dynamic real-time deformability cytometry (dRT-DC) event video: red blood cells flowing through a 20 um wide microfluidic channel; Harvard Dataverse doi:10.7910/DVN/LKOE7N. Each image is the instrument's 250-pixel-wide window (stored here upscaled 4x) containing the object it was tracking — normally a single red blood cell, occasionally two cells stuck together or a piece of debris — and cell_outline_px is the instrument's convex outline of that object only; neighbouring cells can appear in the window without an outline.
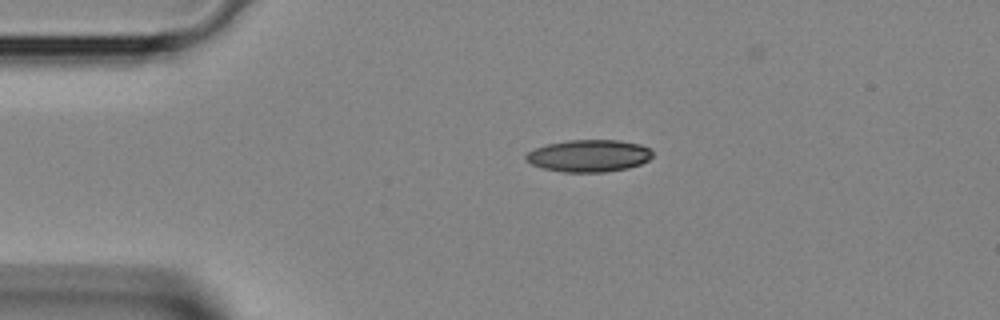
{"species": "Egyptian fruit bat (a non-hibernating species)", "species_latin": "Rousettus aegyptiacus", "temperature_condition": "room temperature", "stored_images_in_passage": 2, "camera_frame_rate_fps": 3000, "um_per_image_px": 0.085, "animal": {"sex": "female"}, "frame": {"image": 1, "passage_image": 1, "time_ms": 0.0, "image_size_px": [1000, 320], "cell_outline_px": [[652, 156], [648, 160], [640, 164], [628, 168], [604, 172], [564, 172], [544, 168], [532, 164], [524, 156], [528, 152], [536, 148], [548, 144], [568, 140], [620, 140], [640, 144], [648, 148], [652, 152]], "centroid_in_image_um": [50.08, 13.24], "position_along_channel_um": 34.9, "area_um2": 23.52}}